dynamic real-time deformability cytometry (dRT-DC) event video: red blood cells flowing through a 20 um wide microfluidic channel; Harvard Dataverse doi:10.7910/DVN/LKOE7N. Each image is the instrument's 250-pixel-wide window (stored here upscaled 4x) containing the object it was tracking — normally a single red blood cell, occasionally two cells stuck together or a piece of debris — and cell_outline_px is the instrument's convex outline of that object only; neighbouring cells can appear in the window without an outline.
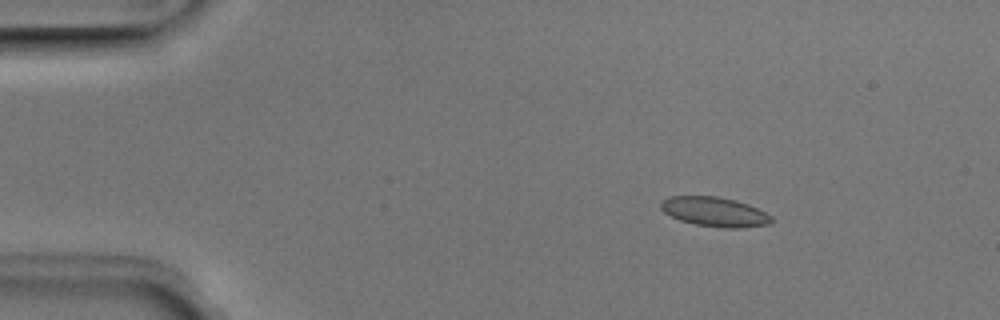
{"species": "Egyptian fruit bat (a non-hibernating species)", "species_latin": "Rousettus aegyptiacus", "temperature_condition": "room temperature", "stored_images_in_passage": 4, "camera_frame_rate_fps": 3000, "um_per_image_px": 0.085, "animal": {"sex": "male"}, "frame": {"image": 1, "passage_image": 2, "time_ms": 0.333, "image_size_px": [1000, 320], "cell_outline_px": [[772, 224], [740, 228], [724, 228], [696, 224], [680, 220], [664, 212], [660, 208], [660, 200], [668, 196], [716, 196], [736, 200], [748, 204], [772, 216]], "centroid_in_image_um": [60.73, 18.0], "position_along_channel_um": 24.3, "area_um2": 19.07}}